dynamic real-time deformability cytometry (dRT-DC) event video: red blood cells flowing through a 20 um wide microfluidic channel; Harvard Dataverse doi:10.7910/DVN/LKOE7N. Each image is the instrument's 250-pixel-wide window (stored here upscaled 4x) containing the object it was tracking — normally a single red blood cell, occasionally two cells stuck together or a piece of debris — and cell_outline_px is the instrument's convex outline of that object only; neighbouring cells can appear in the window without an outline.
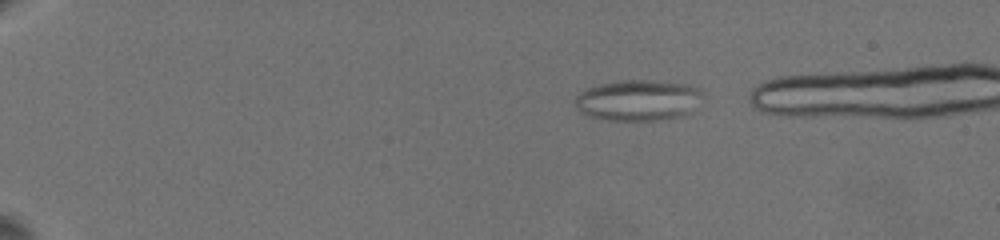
{"species": "common noctule bat (a hibernating species)", "species_latin": "Nyctalus noctula", "temperature_condition": "warm", "stored_images_in_passage": 65, "camera_frame_rate_fps": 3000, "um_per_image_px": 0.085, "animal": {"sex": "female", "body_mass_g": 19.5, "forearm_length_mm": 54.1}, "frame": {"image": 1, "passage_image": 2, "time_ms": 1.0, "image_size_px": [1000, 240], "cell_outline_px": [[704, 96], [692, 112], [684, 116], [656, 120], [608, 120], [592, 116], [580, 112], [572, 104], [572, 100], [580, 92], [588, 88], [600, 84], [620, 80], [652, 80], [684, 84], [700, 88], [704, 92]], "centroid_in_image_um": [54.26, 8.52], "position_along_channel_um": 30.7, "area_um2": 30.81}}
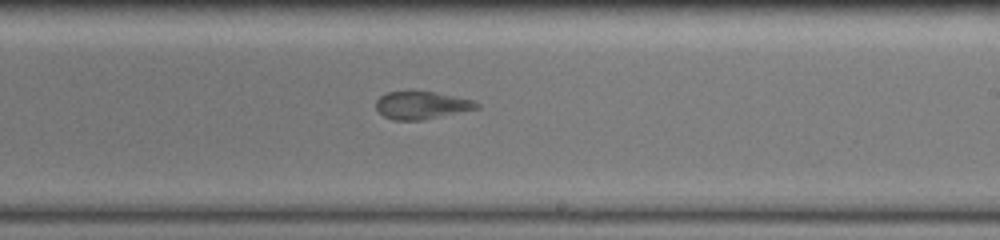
{"frame": {"image": 2, "passage_image": 44, "time_ms": 10.333, "image_size_px": [1000, 240], "cell_outline_px": [[480, 108], [424, 120], [392, 120], [384, 116], [376, 108], [376, 100], [380, 96], [388, 92], [408, 88], [436, 92], [472, 100], [480, 104]], "centroid_in_image_um": [35.81, 8.91], "position_along_channel_um": 253.2, "area_um2": 16.82}}
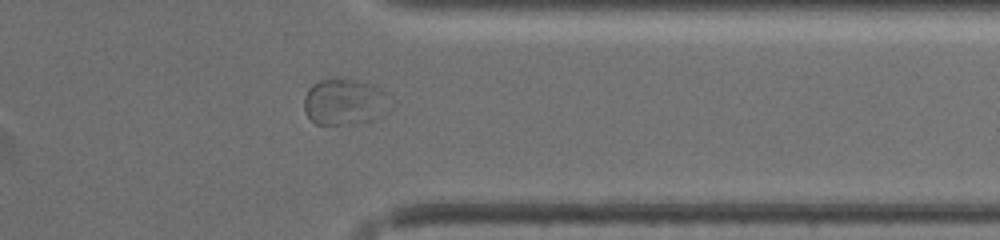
{"frame": {"image": 3, "passage_image": 64, "time_ms": 14.0, "image_size_px": [1000, 240], "cell_outline_px": [[392, 96], [380, 116], [372, 120], [356, 124], [316, 124], [308, 116], [304, 108], [304, 96], [308, 88], [312, 84], [320, 80], [344, 76], [380, 88]], "centroid_in_image_um": [29.26, 8.63], "position_along_channel_um": 382.1, "area_um2": 23.41}, "authors_computed_cell_mechanics": {"area_um2": 19.4208, "velocity_mm_per_s": 3.5508, "shape_relaxation_time_tau1_ms": null, "shape_relaxation_time_tau2_ms": 1.2096, "deformation_change_tau1": null, "deformation_change_tau2": 0.0735}}